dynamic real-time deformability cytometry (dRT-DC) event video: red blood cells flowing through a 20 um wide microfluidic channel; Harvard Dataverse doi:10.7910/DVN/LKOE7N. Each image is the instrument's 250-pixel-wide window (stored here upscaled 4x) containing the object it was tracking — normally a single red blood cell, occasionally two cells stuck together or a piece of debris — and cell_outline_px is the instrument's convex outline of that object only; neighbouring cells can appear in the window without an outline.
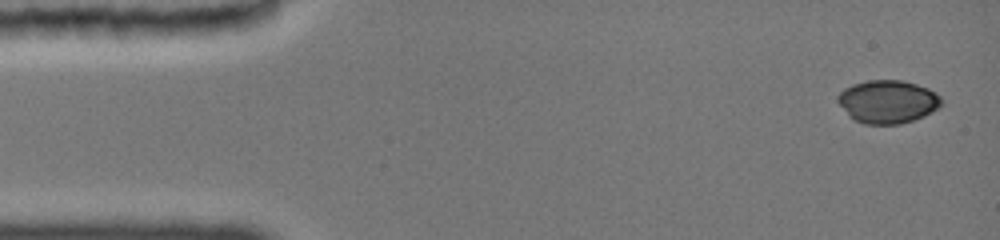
{"species": "common noctule bat (a hibernating species)", "species_latin": "Nyctalus noctula", "temperature_condition": "cold", "stored_images_in_passage": 31, "camera_frame_rate_fps": 3000, "um_per_image_px": 0.085, "animal": {"sex": "female", "body_mass_g": 19.0, "forearm_length_mm": 51.5}, "frame": {"image": 1, "passage_image": 1, "time_ms": 0.0, "image_size_px": [1000, 240], "cell_outline_px": [[940, 104], [936, 108], [924, 116], [912, 120], [896, 124], [864, 124], [856, 120], [836, 100], [836, 96], [844, 88], [852, 84], [868, 80], [904, 80], [928, 88], [940, 96]], "centroid_in_image_um": [75.43, 8.62], "position_along_channel_um": 9.6, "area_um2": 25.61}}
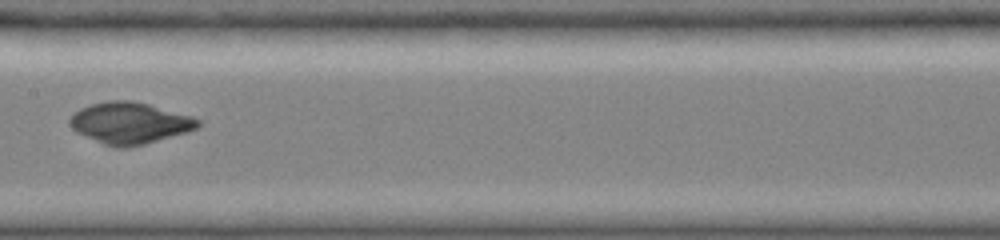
{"frame": {"image": 2, "passage_image": 12, "time_ms": 7.667, "image_size_px": [1000, 240], "cell_outline_px": [[200, 124], [196, 128], [184, 132], [144, 144], [128, 148], [116, 148], [104, 144], [76, 132], [68, 124], [68, 120], [80, 108], [92, 104], [108, 100], [132, 100], [148, 104], [192, 116], [200, 120]], "centroid_in_image_um": [10.99, 10.45], "position_along_channel_um": 196.4, "area_um2": 30.69}}
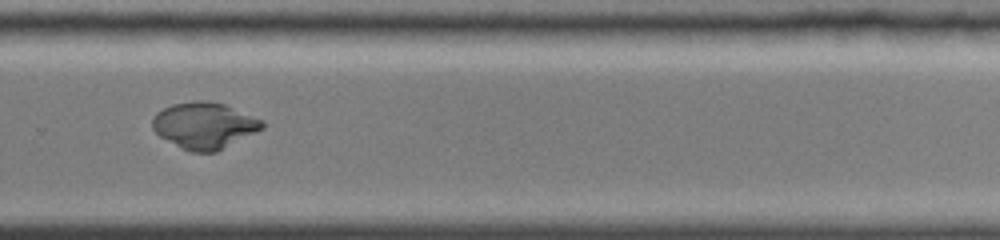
{"frame": {"image": 3, "passage_image": 19, "time_ms": 10.667, "image_size_px": [1000, 240], "cell_outline_px": [[264, 128], [216, 152], [192, 152], [180, 148], [160, 136], [152, 128], [152, 120], [156, 112], [172, 104], [196, 100], [208, 100], [224, 104], [260, 120], [264, 124]], "centroid_in_image_um": [17.33, 10.67], "position_along_channel_um": 312.5, "area_um2": 29.42}}